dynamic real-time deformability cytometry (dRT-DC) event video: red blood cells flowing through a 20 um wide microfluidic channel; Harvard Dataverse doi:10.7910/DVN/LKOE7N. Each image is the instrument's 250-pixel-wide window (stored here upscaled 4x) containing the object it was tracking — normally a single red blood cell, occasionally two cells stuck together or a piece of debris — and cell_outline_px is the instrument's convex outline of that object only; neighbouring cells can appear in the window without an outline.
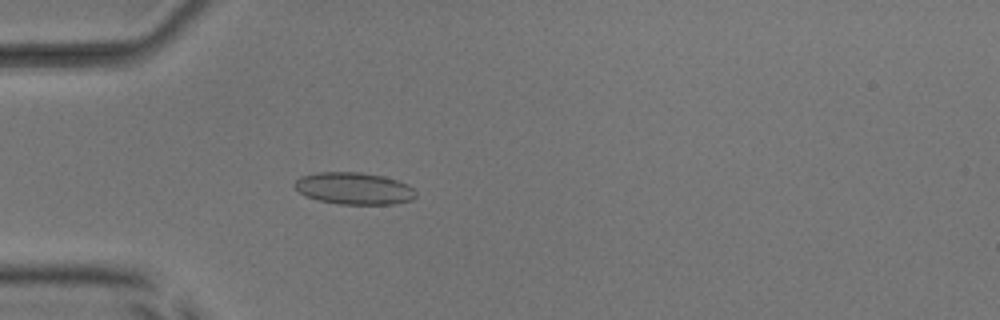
{"species": "common noctule bat (a hibernating species)", "species_latin": "Nyctalus noctula", "temperature_condition": "room temperature", "stored_images_in_passage": 40, "camera_frame_rate_fps": 3000, "um_per_image_px": 0.085, "animal": {"sex": "male", "body_mass_g": 17.9, "forearm_length_mm": 54.2}, "frame": {"image": 1, "passage_image": 4, "time_ms": 1.0, "image_size_px": [1000, 320], "cell_outline_px": [[416, 196], [412, 200], [392, 204], [340, 204], [320, 200], [308, 196], [300, 192], [292, 184], [300, 176], [316, 172], [360, 172], [384, 176], [408, 184], [416, 192]], "centroid_in_image_um": [30.1, 16.0], "position_along_channel_um": 54.9, "area_um2": 22.54}}
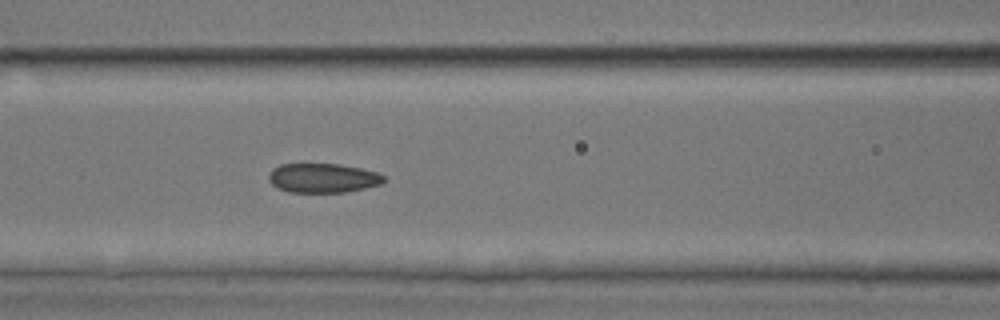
{"frame": {"image": 2, "passage_image": 11, "time_ms": 3.333, "image_size_px": [1000, 320], "cell_outline_px": [[384, 180], [380, 184], [364, 188], [344, 192], [288, 192], [276, 188], [268, 180], [268, 176], [272, 168], [280, 164], [340, 164], [360, 168], [376, 172], [384, 176]], "centroid_in_image_um": [27.39, 15.13], "position_along_channel_um": 139.2, "area_um2": 19.65}}
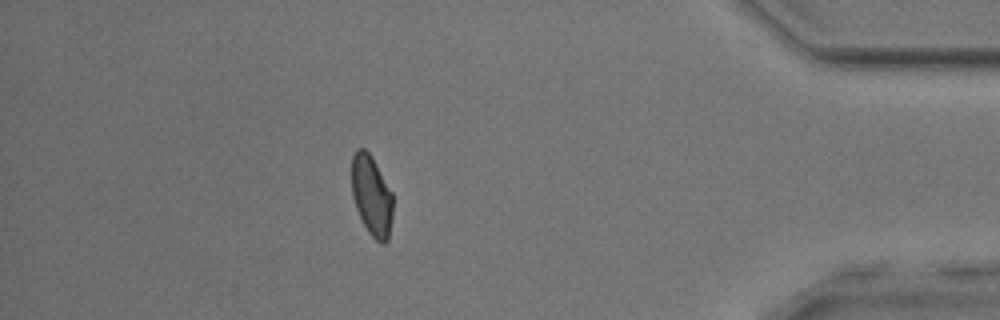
{"frame": {"image": 3, "passage_image": 34, "time_ms": 11.0, "image_size_px": [1000, 320], "cell_outline_px": [[392, 216], [388, 240], [384, 244], [380, 244], [368, 232], [356, 208], [352, 196], [352, 156], [356, 148], [364, 148], [372, 156], [392, 192]], "centroid_in_image_um": [31.58, 16.62], "position_along_channel_um": 403.6, "area_um2": 19.31}, "authors_computed_cell_mechanics": {"area_um2": 20.0277, "velocity_mm_per_s": 3.9954, "shape_relaxation_time_tau1_ms": 5.2387, "shape_relaxation_time_tau2_ms": 1.5502, "deformation_change_tau1": 0.1215, "deformation_change_tau2": 0.0693}}